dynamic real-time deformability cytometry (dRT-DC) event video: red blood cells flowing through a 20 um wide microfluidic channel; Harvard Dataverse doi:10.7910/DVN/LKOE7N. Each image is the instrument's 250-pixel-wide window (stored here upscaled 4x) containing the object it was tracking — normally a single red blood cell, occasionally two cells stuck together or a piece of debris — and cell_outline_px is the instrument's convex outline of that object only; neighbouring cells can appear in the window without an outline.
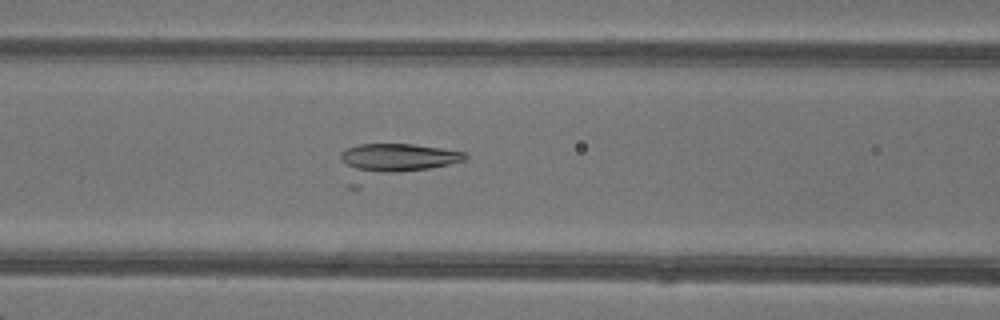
{"species": "common noctule bat (a hibernating species)", "species_latin": "Nyctalus noctula", "temperature_condition": "warm", "stored_images_in_passage": 49, "camera_frame_rate_fps": 3000, "um_per_image_px": 0.085, "animal": {"sex": "female"}, "frame": {"image": 1, "passage_image": 22, "time_ms": 7.0, "image_size_px": [1000, 320], "cell_outline_px": [[468, 156], [464, 160], [360, 188], [348, 188], [340, 160], [340, 152], [348, 148], [360, 144], [412, 144], [440, 148], [464, 152]], "centroid_in_image_um": [33.3, 13.77], "position_along_channel_um": 133.3, "area_um2": 26.24}}
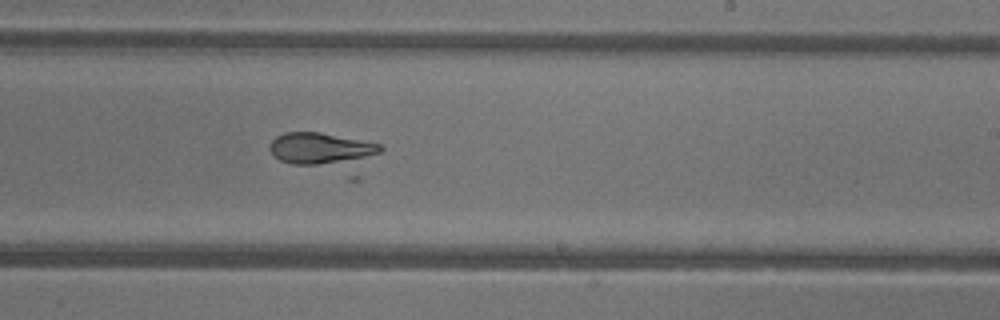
{"frame": {"image": 2, "passage_image": 31, "time_ms": 10.0, "image_size_px": [1000, 320], "cell_outline_px": [[384, 148], [380, 152], [356, 160], [316, 164], [292, 164], [280, 160], [272, 156], [268, 148], [268, 144], [276, 136], [284, 132], [320, 132], [380, 144]], "centroid_in_image_um": [27.16, 12.59], "position_along_channel_um": 261.8, "area_um2": 20.0}}
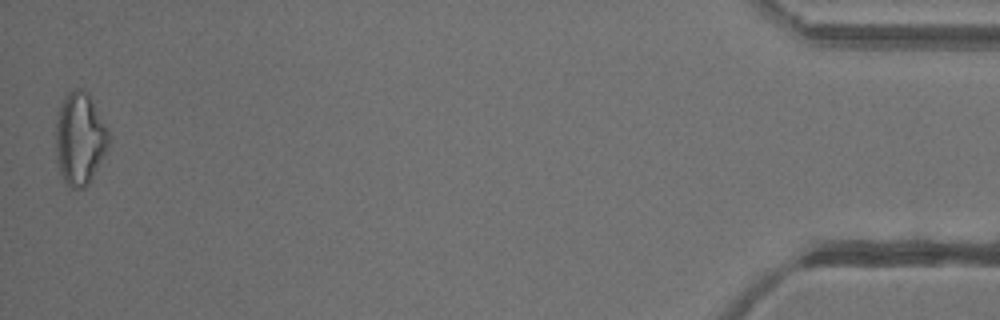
{"frame": {"image": 3, "passage_image": 49, "time_ms": 16.0, "image_size_px": [1000, 320], "cell_outline_px": [[108, 144], [88, 184], [84, 188], [72, 188], [64, 180], [60, 172], [56, 160], [56, 124], [60, 104], [68, 92], [76, 88], [80, 88], [88, 92], [108, 132]], "centroid_in_image_um": [6.74, 11.76], "position_along_channel_um": 428.5, "area_um2": 27.8}}